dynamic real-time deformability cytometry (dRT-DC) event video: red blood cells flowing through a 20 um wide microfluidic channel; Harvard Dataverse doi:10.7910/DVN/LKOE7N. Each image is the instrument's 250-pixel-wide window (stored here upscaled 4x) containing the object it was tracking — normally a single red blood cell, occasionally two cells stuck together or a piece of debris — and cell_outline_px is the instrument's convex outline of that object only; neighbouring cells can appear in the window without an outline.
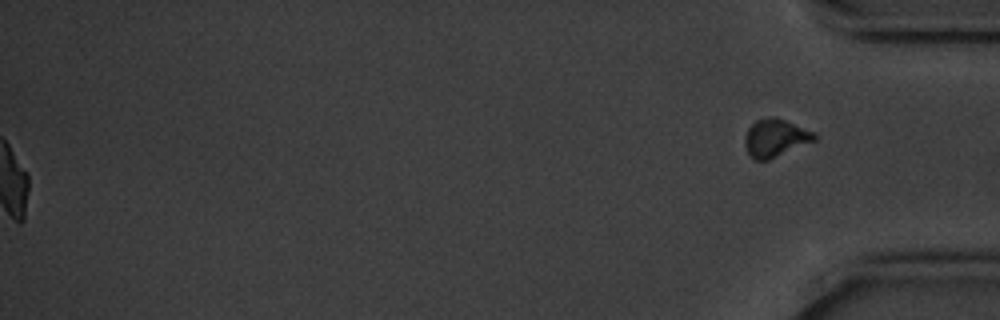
{"species": "common noctule bat (a hibernating species)", "species_latin": "Nyctalus noctula", "temperature_condition": "cold", "stored_images_in_passage": 53, "segment_of_instrument_passage": [2, 2], "camera_frame_rate_fps": 3000, "um_per_image_px": 0.085, "animal": {"sex": "male", "body_mass_g": 20.1, "forearm_length_mm": 53.5}, "frame": {"image": 1, "passage_image": 53, "time_ms": 17.333, "image_size_px": [1000, 320], "cell_outline_px": [[816, 140], [768, 160], [756, 160], [748, 152], [744, 144], [744, 136], [748, 128], [756, 120], [768, 116], [772, 116], [784, 120], [816, 132]], "centroid_in_image_um": [65.9, 11.71], "position_along_channel_um": 369.3, "area_um2": 15.26}}